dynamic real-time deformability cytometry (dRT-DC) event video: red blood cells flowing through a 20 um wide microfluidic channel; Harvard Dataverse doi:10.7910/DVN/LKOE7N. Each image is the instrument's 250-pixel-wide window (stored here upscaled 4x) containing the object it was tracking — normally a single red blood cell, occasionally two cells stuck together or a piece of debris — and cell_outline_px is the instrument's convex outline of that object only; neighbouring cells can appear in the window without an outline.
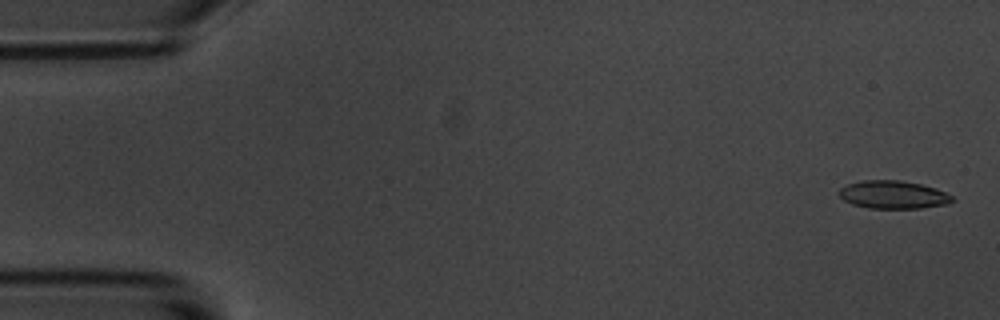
{"species": "common noctule bat (a hibernating species)", "species_latin": "Nyctalus noctula", "temperature_condition": "room temperature", "stored_images_in_passage": 5, "camera_frame_rate_fps": 3000, "um_per_image_px": 0.085, "animal": {"sex": "male", "body_mass_g": 20.1, "forearm_length_mm": 53.5}, "frame": {"image": 1, "passage_image": 1, "time_ms": 0.0, "image_size_px": [1000, 320], "cell_outline_px": [[952, 200], [948, 204], [920, 208], [868, 208], [852, 204], [844, 200], [840, 196], [840, 188], [848, 184], [864, 180], [900, 180], [920, 184], [936, 188], [952, 196]], "centroid_in_image_um": [75.91, 16.55], "position_along_channel_um": 9.1, "area_um2": 18.26}}